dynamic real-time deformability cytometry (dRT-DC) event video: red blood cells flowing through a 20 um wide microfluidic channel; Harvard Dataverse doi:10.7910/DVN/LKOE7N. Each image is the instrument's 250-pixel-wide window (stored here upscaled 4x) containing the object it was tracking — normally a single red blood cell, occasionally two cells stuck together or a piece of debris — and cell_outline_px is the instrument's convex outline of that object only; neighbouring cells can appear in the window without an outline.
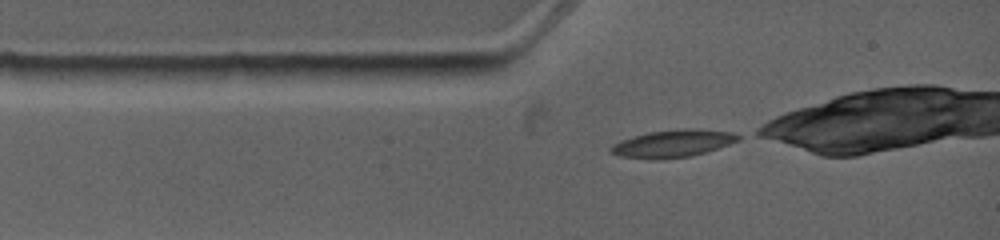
{"species": "common noctule bat (a hibernating species)", "species_latin": "Nyctalus noctula", "temperature_condition": "warm", "stored_images_in_passage": 2, "camera_frame_rate_fps": 4500, "um_per_image_px": 0.085, "animal": {"sex": "female", "body_mass_g": 19.0, "forearm_length_mm": 53.3}, "frame": {"image": 1, "passage_image": 1, "time_ms": 0.0, "image_size_px": [1000, 240], "cell_outline_px": [[740, 140], [692, 156], [664, 160], [652, 160], [620, 156], [608, 152], [608, 148], [612, 144], [620, 140], [632, 136], [648, 132], [684, 128], [700, 128], [732, 132], [740, 136]], "centroid_in_image_um": [57.13, 12.2], "position_along_channel_um": 27.9, "area_um2": 20.75}}